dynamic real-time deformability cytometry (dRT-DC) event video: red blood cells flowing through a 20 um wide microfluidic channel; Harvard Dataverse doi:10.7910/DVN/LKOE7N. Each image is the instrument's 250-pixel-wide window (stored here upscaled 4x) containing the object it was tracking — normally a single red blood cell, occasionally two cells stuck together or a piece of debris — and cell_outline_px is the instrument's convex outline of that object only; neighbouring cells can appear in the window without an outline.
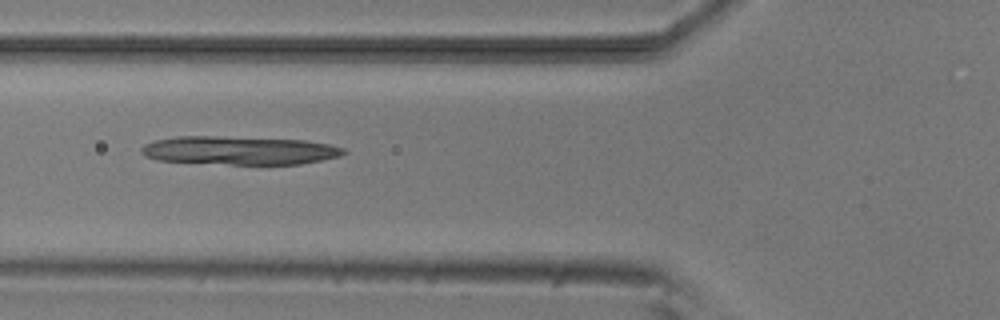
{"species": "common noctule bat (a hibernating species)", "species_latin": "Nyctalus noctula", "temperature_condition": "room temperature", "stored_images_in_passage": 7, "camera_frame_rate_fps": 3000, "um_per_image_px": 0.085, "animal": {"sex": "male", "body_mass_g": 20.5, "forearm_length_mm": 52.5}, "frame": {"image": 1, "passage_image": 5, "time_ms": 5.333, "image_size_px": [1000, 320], "cell_outline_px": [[348, 152], [340, 156], [300, 164], [232, 164], [156, 160], [144, 156], [140, 152], [140, 148], [144, 144], [156, 140], [176, 136], [216, 136], [304, 140], [328, 144], [344, 148]], "centroid_in_image_um": [20.32, 12.78], "position_along_channel_um": 105.5, "area_um2": 33.47}}
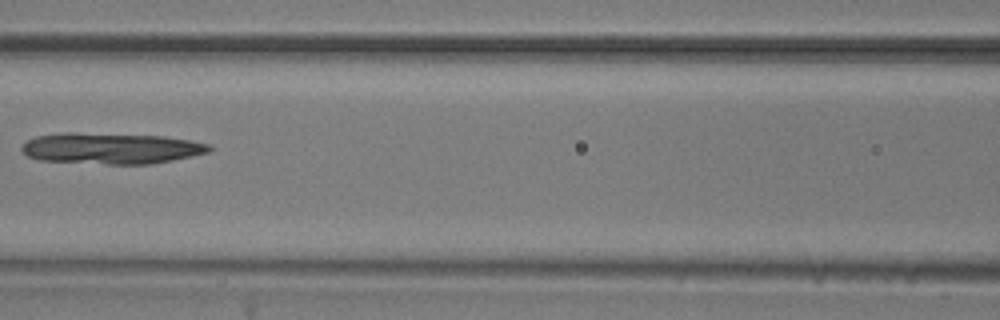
{"frame": {"image": 2, "passage_image": 6, "time_ms": 6.667, "image_size_px": [1000, 320], "cell_outline_px": [[212, 148], [208, 152], [172, 160], [152, 164], [108, 164], [40, 160], [28, 156], [20, 148], [28, 140], [36, 136], [64, 132], [76, 132], [164, 136], [188, 140], [208, 144]], "centroid_in_image_um": [9.42, 12.6], "position_along_channel_um": 157.2, "area_um2": 33.81}}